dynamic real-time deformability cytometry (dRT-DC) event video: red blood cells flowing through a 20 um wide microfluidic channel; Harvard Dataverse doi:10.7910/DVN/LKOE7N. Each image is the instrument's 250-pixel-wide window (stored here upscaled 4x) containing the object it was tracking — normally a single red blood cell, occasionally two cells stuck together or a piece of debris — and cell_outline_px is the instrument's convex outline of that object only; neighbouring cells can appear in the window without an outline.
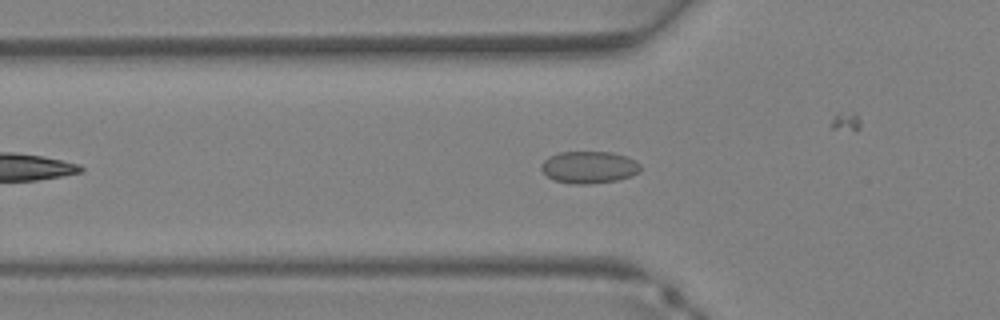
{"species": "Egyptian fruit bat (a non-hibernating species)", "species_latin": "Rousettus aegyptiacus", "temperature_condition": "warm", "stored_images_in_passage": 28, "camera_frame_rate_fps": 3000, "um_per_image_px": 0.085, "animal": {"sex": "female"}, "frame": {"image": 1, "passage_image": 7, "time_ms": 2.0, "image_size_px": [1000, 320], "cell_outline_px": [[640, 172], [632, 176], [620, 180], [592, 184], [572, 184], [556, 180], [548, 176], [540, 168], [540, 164], [548, 156], [560, 152], [612, 152], [636, 160], [640, 164]], "centroid_in_image_um": [50.09, 14.22], "position_along_channel_um": 75.7, "area_um2": 18.73}}
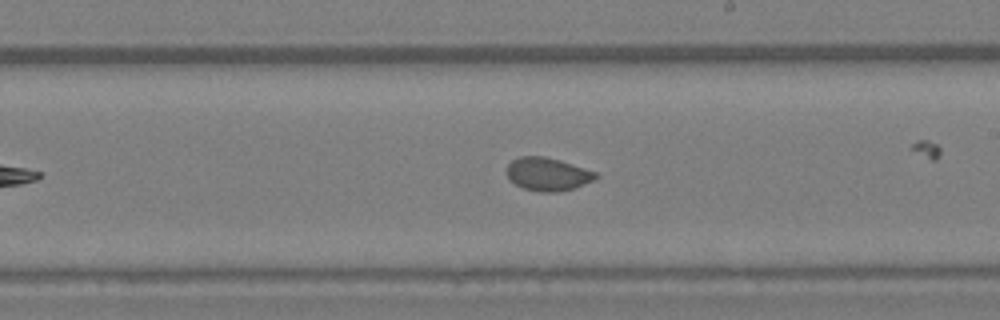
{"frame": {"image": 2, "passage_image": 16, "time_ms": 5.0, "image_size_px": [1000, 320], "cell_outline_px": [[600, 176], [592, 180], [572, 188], [560, 192], [540, 192], [524, 188], [508, 180], [508, 164], [512, 160], [520, 156], [544, 156], [560, 160], [596, 172]], "centroid_in_image_um": [46.53, 14.8], "position_along_channel_um": 242.5, "area_um2": 16.99}}
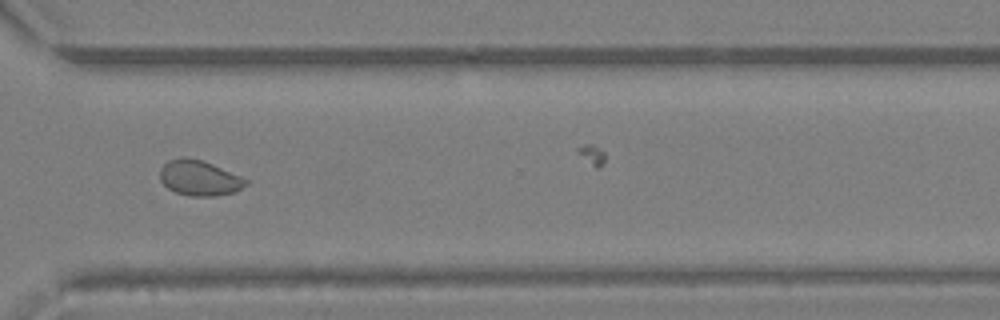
{"frame": {"image": 3, "passage_image": 22, "time_ms": 7.0, "image_size_px": [1000, 320], "cell_outline_px": [[248, 184], [236, 192], [216, 196], [192, 196], [176, 192], [168, 188], [160, 180], [160, 168], [168, 160], [180, 156], [184, 156], [204, 160], [240, 176], [248, 180]], "centroid_in_image_um": [16.94, 15.11], "position_along_channel_um": 353.7, "area_um2": 17.86}}